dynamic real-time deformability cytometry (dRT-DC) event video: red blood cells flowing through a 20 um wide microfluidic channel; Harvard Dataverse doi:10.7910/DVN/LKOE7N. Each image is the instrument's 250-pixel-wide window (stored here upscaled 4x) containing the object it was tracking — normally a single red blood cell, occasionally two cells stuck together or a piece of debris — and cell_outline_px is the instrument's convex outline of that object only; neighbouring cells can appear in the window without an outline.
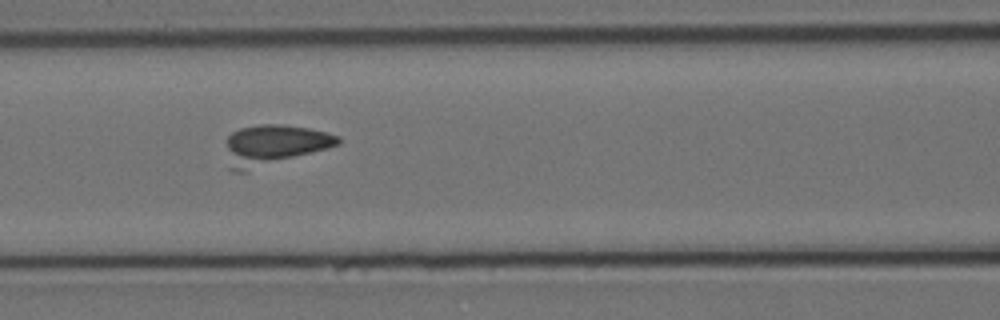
{"species": "Egyptian fruit bat (a non-hibernating species)", "species_latin": "Rousettus aegyptiacus", "temperature_condition": "cold", "stored_images_in_passage": 12, "camera_frame_rate_fps": 3000, "um_per_image_px": 0.085, "animal": {"sex": "female"}, "frame": {"image": 1, "passage_image": 3, "time_ms": 0.667, "image_size_px": [1000, 320], "cell_outline_px": [[340, 144], [328, 148], [244, 172], [236, 172], [228, 168], [228, 136], [232, 132], [240, 128], [260, 124], [280, 124], [308, 128], [328, 132], [340, 136]], "centroid_in_image_um": [23.29, 12.32], "position_along_channel_um": 143.3, "area_um2": 26.13}}
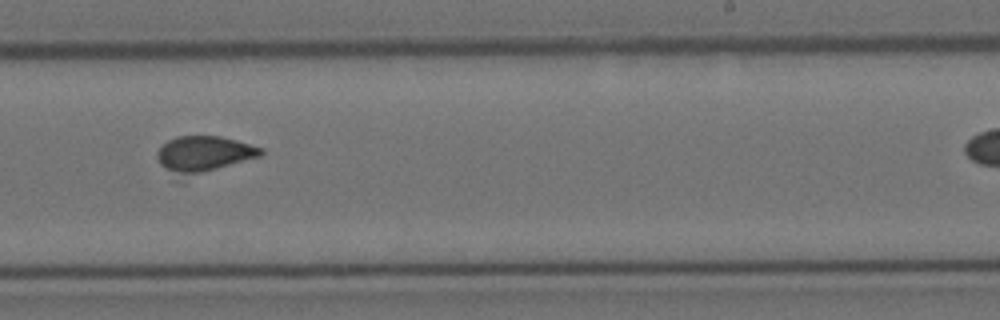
{"frame": {"image": 2, "passage_image": 6, "time_ms": 1.667, "image_size_px": [1000, 320], "cell_outline_px": [[264, 152], [260, 156], [184, 184], [176, 180], [160, 164], [156, 156], [156, 152], [168, 140], [176, 136], [220, 136], [236, 140], [264, 148]], "centroid_in_image_um": [17.28, 13.25], "position_along_channel_um": 271.7, "area_um2": 23.87}}
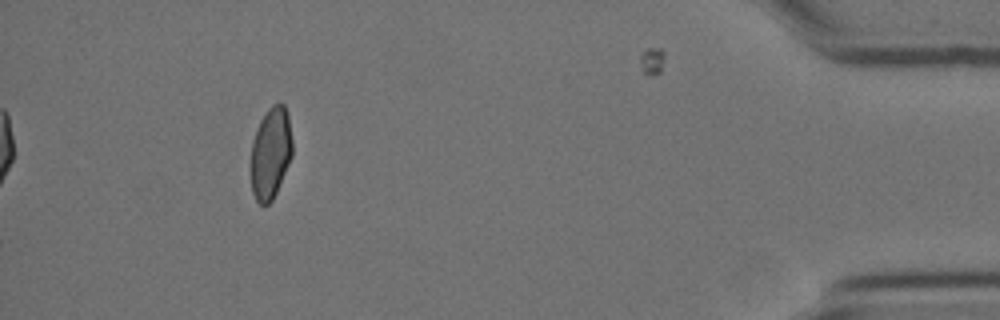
{"frame": {"image": 3, "passage_image": 11, "time_ms": 3.333, "image_size_px": [1000, 320], "cell_outline_px": [[292, 156], [276, 192], [272, 200], [268, 204], [260, 204], [256, 200], [252, 192], [252, 140], [256, 128], [260, 120], [268, 108], [272, 104], [284, 104], [288, 112], [292, 140]], "centroid_in_image_um": [23.02, 12.97], "position_along_channel_um": 412.2, "area_um2": 22.02}}